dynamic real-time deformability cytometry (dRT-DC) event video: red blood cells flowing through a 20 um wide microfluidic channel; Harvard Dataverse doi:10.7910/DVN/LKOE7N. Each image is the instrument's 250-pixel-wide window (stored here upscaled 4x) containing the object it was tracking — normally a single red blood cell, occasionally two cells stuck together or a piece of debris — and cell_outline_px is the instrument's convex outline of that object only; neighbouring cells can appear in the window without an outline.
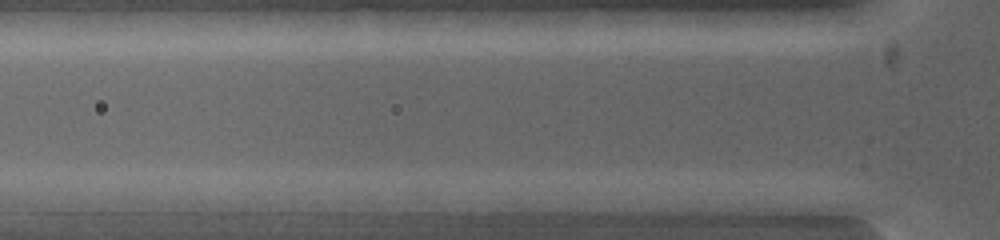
{"species": "common noctule bat (a hibernating species)", "species_latin": "Nyctalus noctula", "temperature_condition": "warm", "stored_images_in_passage": 5, "camera_frame_rate_fps": 5000, "um_per_image_px": 0.085, "animal": {"sex": "female", "body_mass_g": 19.0, "forearm_length_mm": 53.3}, "frame": {"image": 1, "passage_image": 5, "time_ms": 0.8, "image_size_px": [1000, 240], "cell_outline_px": [[816, 216], [808, 220], [804, 220], [696, 208], [676, 200], [736, 192], [760, 192], [816, 200]], "centroid_in_image_um": [64.37, 17.4], "position_along_channel_um": 61.4, "area_um2": 17.86}}